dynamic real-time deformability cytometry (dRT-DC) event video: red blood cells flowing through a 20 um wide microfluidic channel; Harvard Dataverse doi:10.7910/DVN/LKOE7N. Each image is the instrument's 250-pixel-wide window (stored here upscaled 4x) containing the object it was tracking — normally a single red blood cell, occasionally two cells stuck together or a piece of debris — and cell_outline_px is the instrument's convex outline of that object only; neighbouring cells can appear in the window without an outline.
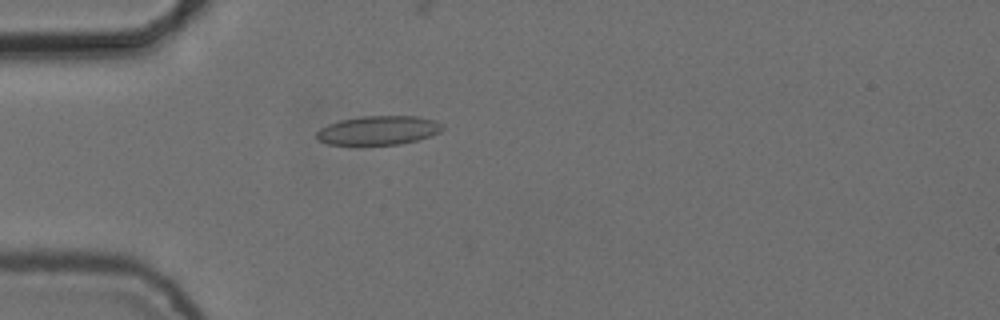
{"species": "common noctule bat (a hibernating species)", "species_latin": "Nyctalus noctula", "temperature_condition": "cold", "stored_images_in_passage": 55, "camera_frame_rate_fps": 3000, "um_per_image_px": 0.085, "animal": {"sex": "female", "body_mass_g": 24.6, "forearm_length_mm": 56.2}, "frame": {"image": 1, "passage_image": 16, "time_ms": 5.0, "image_size_px": [1000, 320], "cell_outline_px": [[444, 128], [440, 132], [432, 136], [400, 144], [328, 144], [320, 140], [316, 136], [316, 132], [320, 128], [328, 124], [340, 120], [360, 116], [416, 116], [436, 120]], "centroid_in_image_um": [32.18, 11.06], "position_along_channel_um": 52.8, "area_um2": 21.15}}
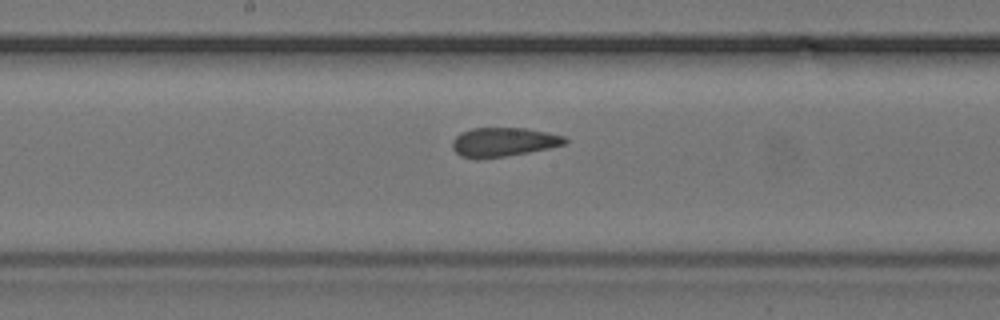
{"frame": {"image": 2, "passage_image": 29, "time_ms": 9.333, "image_size_px": [1000, 320], "cell_outline_px": [[568, 140], [564, 144], [548, 148], [528, 152], [504, 156], [476, 160], [460, 156], [452, 148], [452, 140], [460, 132], [472, 128], [524, 128], [564, 136]], "centroid_in_image_um": [42.72, 12.08], "position_along_channel_um": 205.5, "area_um2": 19.02}}
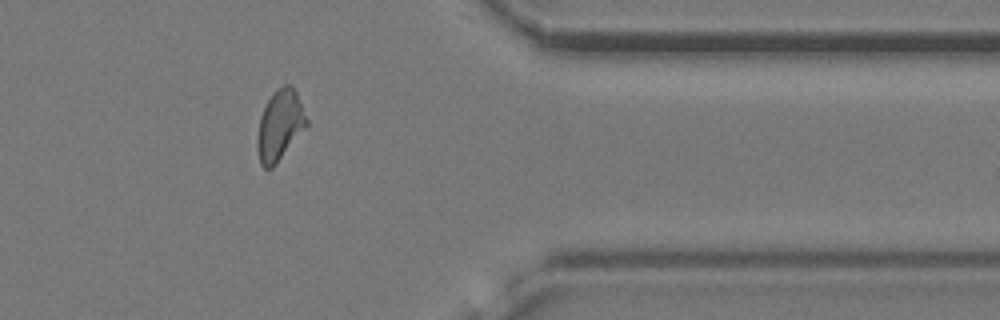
{"frame": {"image": 3, "passage_image": 45, "time_ms": 14.667, "image_size_px": [1000, 320], "cell_outline_px": [[308, 124], [276, 164], [272, 168], [264, 168], [260, 164], [256, 148], [256, 140], [260, 116], [272, 92], [276, 88], [284, 84], [292, 84], [296, 92], [308, 120]], "centroid_in_image_um": [23.76, 10.64], "position_along_channel_um": 387.6, "area_um2": 20.23}}